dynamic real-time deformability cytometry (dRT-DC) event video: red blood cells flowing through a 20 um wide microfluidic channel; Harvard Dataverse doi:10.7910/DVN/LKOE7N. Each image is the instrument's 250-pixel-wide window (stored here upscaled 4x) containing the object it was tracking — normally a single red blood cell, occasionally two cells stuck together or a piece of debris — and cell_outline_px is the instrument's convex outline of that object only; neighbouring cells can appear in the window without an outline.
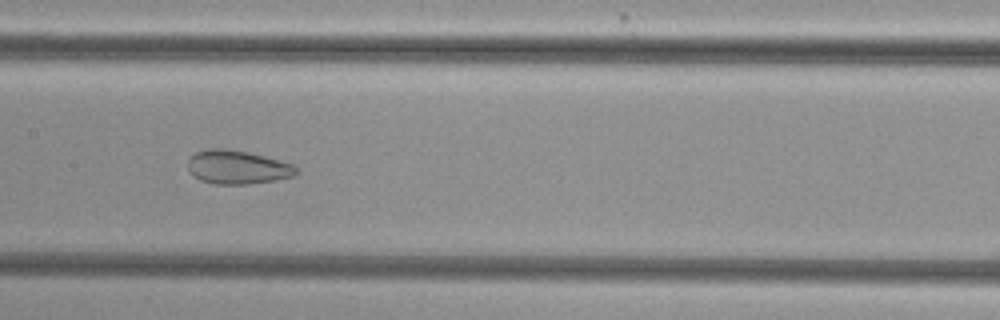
{"species": "common noctule bat (a hibernating species)", "species_latin": "Nyctalus noctula", "temperature_condition": "cold", "stored_images_in_passage": 52, "camera_frame_rate_fps": 3000, "um_per_image_px": 0.085, "animal": {"sex": "female", "body_mass_g": 29.2, "forearm_length_mm": 56.3}, "frame": {"image": 1, "passage_image": 25, "time_ms": 8.0, "image_size_px": [1000, 320], "cell_outline_px": [[296, 172], [292, 176], [276, 180], [248, 184], [212, 184], [200, 180], [188, 172], [188, 160], [196, 152], [208, 148], [220, 148], [248, 152], [264, 156], [292, 164], [296, 168]], "centroid_in_image_um": [20.13, 14.22], "position_along_channel_um": 187.3, "area_um2": 21.15}}
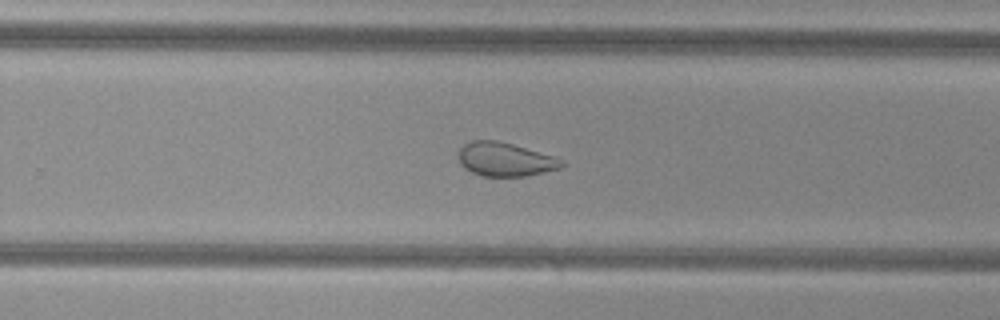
{"frame": {"image": 2, "passage_image": 33, "time_ms": 10.667, "image_size_px": [1000, 320], "cell_outline_px": [[564, 164], [560, 168], [528, 176], [484, 176], [472, 172], [464, 168], [460, 164], [460, 148], [464, 144], [472, 140], [496, 140], [512, 144], [556, 156], [564, 160]], "centroid_in_image_um": [42.97, 13.54], "position_along_channel_um": 286.8, "area_um2": 20.29}}
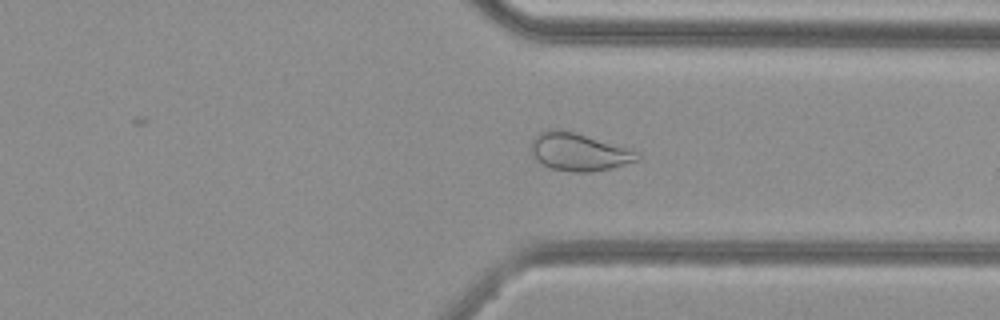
{"frame": {"image": 3, "passage_image": 39, "time_ms": 12.667, "image_size_px": [1000, 320], "cell_outline_px": [[640, 160], [612, 168], [592, 172], [572, 172], [552, 168], [544, 164], [532, 156], [532, 136], [540, 132], [560, 128], [640, 152]], "centroid_in_image_um": [49.21, 12.92], "position_along_channel_um": 362.2, "area_um2": 23.18}, "authors_computed_cell_mechanics": {"area_um2": 27.3394, "velocity_mm_per_s": 3.7537, "shape_relaxation_time_tau1_ms": null, "shape_relaxation_time_tau2_ms": 1.572, "deformation_change_tau1": null, "deformation_change_tau2": 0.0754}}